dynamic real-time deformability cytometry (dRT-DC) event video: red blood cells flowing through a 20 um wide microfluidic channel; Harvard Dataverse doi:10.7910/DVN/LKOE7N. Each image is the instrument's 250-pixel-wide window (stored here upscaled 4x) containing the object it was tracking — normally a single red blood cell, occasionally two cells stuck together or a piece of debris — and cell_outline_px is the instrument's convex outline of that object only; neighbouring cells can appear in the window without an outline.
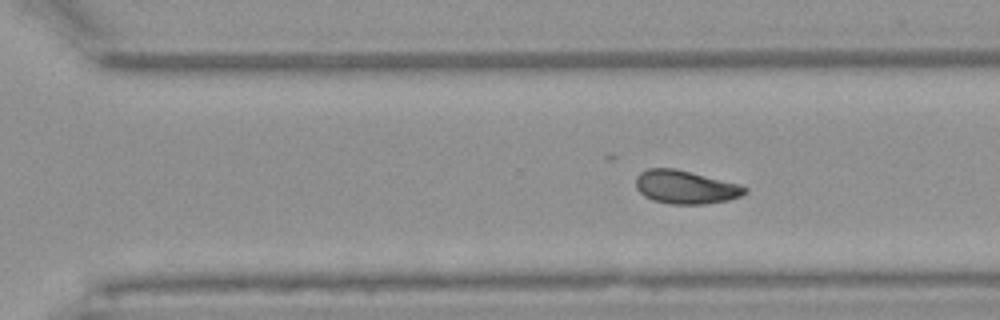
{"species": "Egyptian fruit bat (a non-hibernating species)", "species_latin": "Rousettus aegyptiacus", "temperature_condition": "warm", "stored_images_in_passage": 37, "camera_frame_rate_fps": 3000, "um_per_image_px": 0.085, "animal": {"sex": "female"}, "frame": {"image": 1, "passage_image": 21, "time_ms": 6.667, "image_size_px": [1000, 320], "cell_outline_px": [[748, 192], [740, 196], [728, 200], [704, 204], [668, 204], [652, 200], [644, 196], [636, 188], [636, 176], [640, 172], [648, 168], [676, 168], [744, 184], [748, 188]], "centroid_in_image_um": [58.31, 15.89], "position_along_channel_um": 312.3, "area_um2": 21.68}}
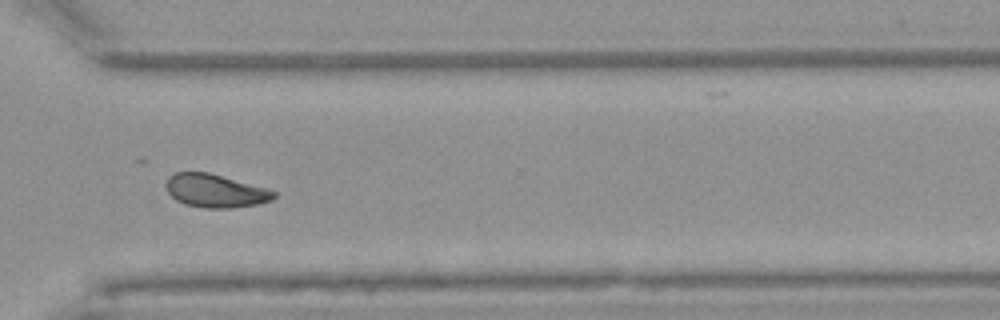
{"frame": {"image": 2, "passage_image": 24, "time_ms": 7.667, "image_size_px": [1000, 320], "cell_outline_px": [[276, 196], [272, 200], [260, 204], [232, 208], [204, 208], [184, 204], [176, 200], [168, 192], [168, 176], [176, 172], [208, 172], [264, 188], [276, 192]], "centroid_in_image_um": [18.31, 16.23], "position_along_channel_um": 352.3, "area_um2": 20.63}}
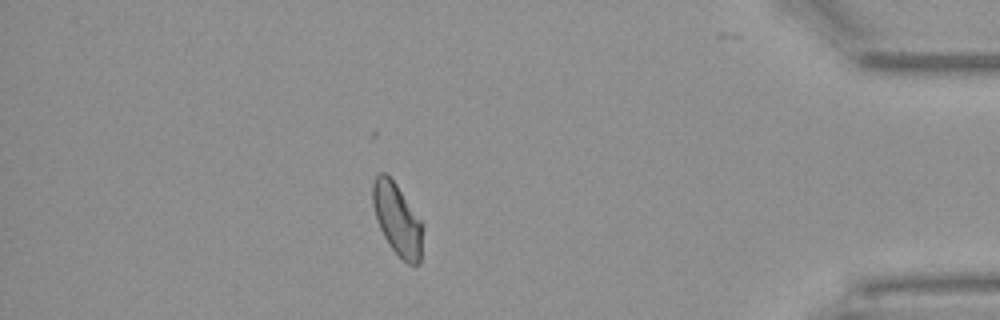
{"frame": {"image": 3, "passage_image": 31, "time_ms": 10.0, "image_size_px": [1000, 320], "cell_outline_px": [[424, 224], [420, 260], [416, 268], [408, 264], [392, 248], [384, 236], [376, 220], [372, 204], [372, 184], [376, 176], [380, 172], [384, 172], [396, 184]], "centroid_in_image_um": [33.78, 18.65], "position_along_channel_um": 401.4, "area_um2": 20.98}, "authors_computed_cell_mechanics": {"area_um2": 20.808, "velocity_mm_per_s": 3.9451, "shape_relaxation_time_tau1_ms": 3.2043, "shape_relaxation_time_tau2_ms": 1.3216, "deformation_change_tau1": 0.1447, "deformation_change_tau2": 0.0847}}